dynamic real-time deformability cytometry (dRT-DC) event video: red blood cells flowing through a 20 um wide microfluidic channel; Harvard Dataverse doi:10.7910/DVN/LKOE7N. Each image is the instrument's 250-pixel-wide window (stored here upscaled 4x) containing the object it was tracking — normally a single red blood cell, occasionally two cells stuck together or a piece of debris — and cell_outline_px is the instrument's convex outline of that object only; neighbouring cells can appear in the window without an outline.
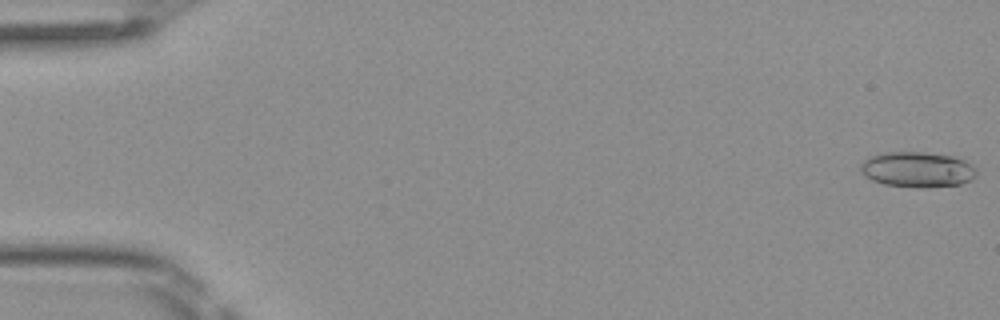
{"species": "Egyptian fruit bat (a non-hibernating species)", "species_latin": "Rousettus aegyptiacus", "temperature_condition": "room temperature", "stored_images_in_passage": 16, "camera_frame_rate_fps": 3000, "um_per_image_px": 0.085, "frame": {"image": 1, "passage_image": 1, "time_ms": 0.0, "image_size_px": [1000, 320], "cell_outline_px": [[976, 176], [972, 180], [960, 184], [928, 188], [916, 188], [884, 184], [872, 180], [864, 176], [860, 172], [860, 164], [868, 156], [884, 152], [924, 152], [952, 156], [964, 160], [972, 164], [976, 168]], "centroid_in_image_um": [77.96, 14.42], "position_along_channel_um": 7.0, "area_um2": 24.33}}
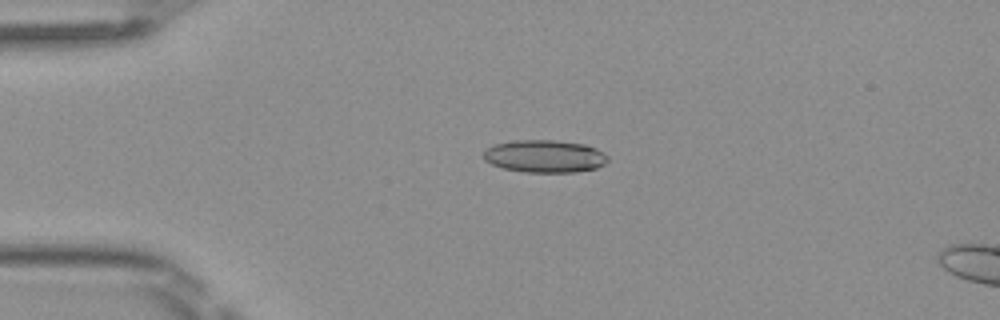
{"frame": {"image": 2, "passage_image": 12, "time_ms": 3.667, "image_size_px": [1000, 320], "cell_outline_px": [[608, 160], [604, 164], [596, 168], [576, 172], [524, 172], [504, 168], [492, 164], [484, 160], [484, 152], [488, 148], [496, 144], [512, 140], [556, 140], [584, 144], [596, 148], [604, 152], [608, 156]], "centroid_in_image_um": [46.33, 13.28], "position_along_channel_um": 38.7, "area_um2": 23.58}}